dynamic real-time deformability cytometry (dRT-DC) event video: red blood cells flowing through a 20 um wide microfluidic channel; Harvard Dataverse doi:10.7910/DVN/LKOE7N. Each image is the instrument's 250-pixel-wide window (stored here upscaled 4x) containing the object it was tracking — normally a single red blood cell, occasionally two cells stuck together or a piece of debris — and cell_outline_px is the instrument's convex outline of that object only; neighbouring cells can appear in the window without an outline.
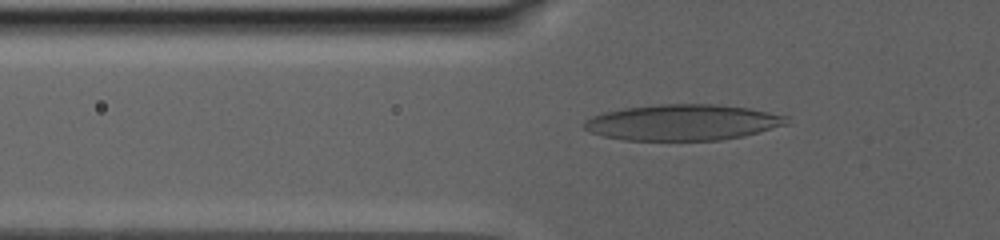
{"species": "human", "species_latin": "Homo sapiens", "temperature_condition": "warm", "stored_images_in_passage": 28, "camera_frame_rate_fps": 3000, "um_per_image_px": 0.085, "donor": {"sex": "male"}, "frame": {"image": 1, "passage_image": 2, "time_ms": 0.333, "image_size_px": [1000, 240], "cell_outline_px": [[788, 124], [740, 136], [720, 140], [624, 140], [604, 136], [588, 132], [584, 128], [584, 120], [592, 116], [604, 112], [624, 108], [660, 104], [716, 104], [748, 108], [788, 116]], "centroid_in_image_um": [57.98, 10.4], "position_along_channel_um": 67.8, "area_um2": 42.19}}
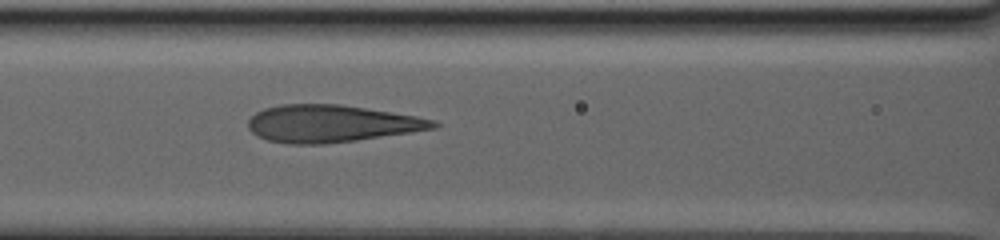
{"frame": {"image": 2, "passage_image": 15, "time_ms": 3.333, "image_size_px": [1000, 240], "cell_outline_px": [[440, 124], [436, 128], [356, 140], [324, 144], [292, 144], [268, 140], [252, 132], [248, 128], [248, 120], [256, 112], [264, 108], [284, 104], [340, 104], [416, 116], [436, 120]], "centroid_in_image_um": [28.15, 10.5], "position_along_channel_um": 138.4, "area_um2": 39.88}}
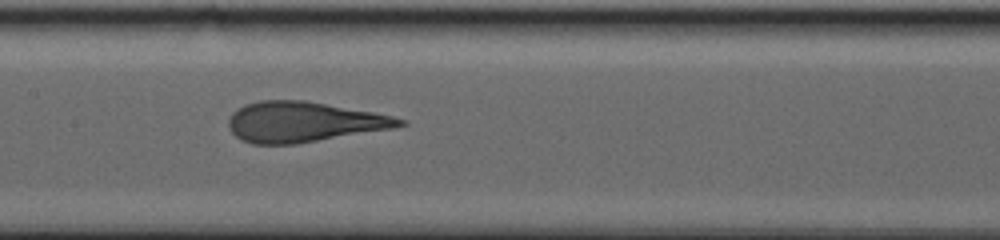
{"frame": {"image": 3, "passage_image": 27, "time_ms": 5.0, "image_size_px": [1000, 240], "cell_outline_px": [[408, 124], [392, 128], [296, 144], [252, 144], [240, 140], [228, 128], [228, 120], [232, 112], [244, 104], [260, 100], [304, 100], [372, 112], [392, 116], [408, 120]], "centroid_in_image_um": [25.76, 10.36], "position_along_channel_um": 181.6, "area_um2": 40.11}}